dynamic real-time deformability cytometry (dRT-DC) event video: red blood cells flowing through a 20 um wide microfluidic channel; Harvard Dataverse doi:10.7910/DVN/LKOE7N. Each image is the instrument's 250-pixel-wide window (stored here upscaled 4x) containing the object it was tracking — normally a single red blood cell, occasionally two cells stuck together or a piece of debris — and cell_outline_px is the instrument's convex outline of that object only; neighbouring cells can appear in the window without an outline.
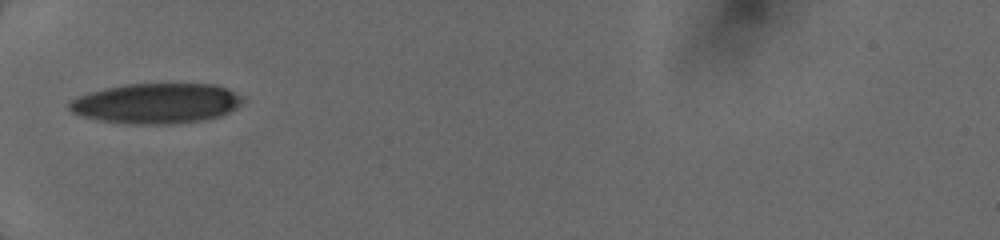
{"species": "human", "species_latin": "Homo sapiens", "temperature_condition": "cold", "stored_images_in_passage": 6, "camera_frame_rate_fps": 3000, "um_per_image_px": 0.085, "donor": {"sex": "female"}, "frame": {"image": 1, "passage_image": 1, "time_ms": 0.0, "image_size_px": [1000, 240], "cell_outline_px": [[244, 100], [236, 108], [220, 116], [204, 120], [176, 124], [136, 124], [104, 120], [84, 116], [72, 112], [68, 108], [68, 104], [72, 100], [88, 92], [104, 88], [128, 84], [212, 84], [224, 88], [232, 92]], "centroid_in_image_um": [13.28, 8.79], "position_along_channel_um": 71.7, "area_um2": 40.11}}
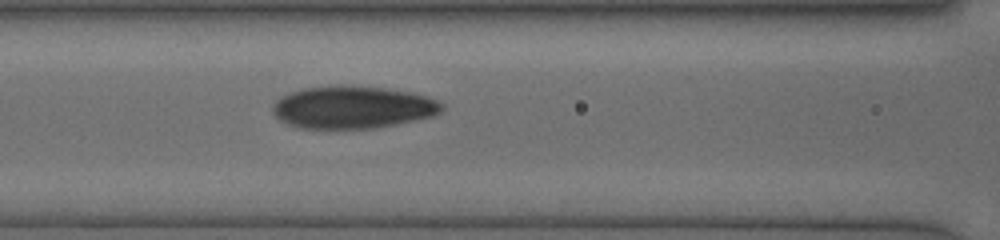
{"frame": {"image": 2, "passage_image": 4, "time_ms": 1.667, "image_size_px": [1000, 240], "cell_outline_px": [[444, 108], [440, 112], [432, 116], [396, 124], [376, 128], [300, 128], [288, 124], [280, 120], [272, 112], [272, 108], [276, 100], [292, 92], [304, 88], [384, 88], [408, 92], [428, 96], [444, 104]], "centroid_in_image_um": [30.01, 9.16], "position_along_channel_um": 136.6, "area_um2": 40.63}}
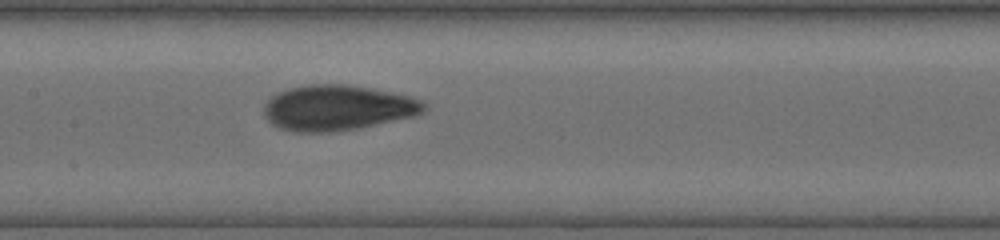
{"frame": {"image": 3, "passage_image": 6, "time_ms": 2.667, "image_size_px": [1000, 240], "cell_outline_px": [[428, 108], [424, 112], [416, 116], [360, 128], [332, 132], [292, 132], [280, 128], [272, 124], [264, 116], [264, 104], [272, 96], [288, 88], [308, 84], [348, 84], [372, 88], [392, 92], [408, 96], [420, 100], [428, 104]], "centroid_in_image_um": [28.72, 9.16], "position_along_channel_um": 178.7, "area_um2": 42.77}}